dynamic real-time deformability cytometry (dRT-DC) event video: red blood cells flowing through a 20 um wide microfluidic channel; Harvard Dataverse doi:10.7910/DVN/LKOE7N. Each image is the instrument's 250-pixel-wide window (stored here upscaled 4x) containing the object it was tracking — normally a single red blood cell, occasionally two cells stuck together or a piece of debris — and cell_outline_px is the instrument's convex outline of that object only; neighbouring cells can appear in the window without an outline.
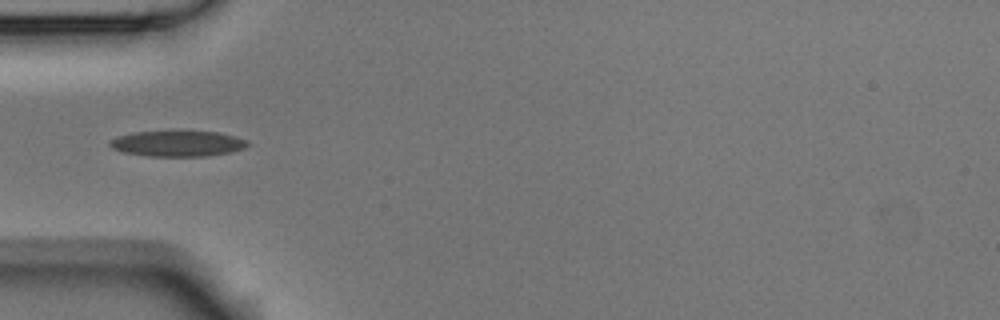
{"species": "Egyptian fruit bat (a non-hibernating species)", "species_latin": "Rousettus aegyptiacus", "temperature_condition": "room temperature", "stored_images_in_passage": 5, "camera_frame_rate_fps": 3000, "um_per_image_px": 0.085, "animal": {"sex": "male"}, "frame": {"image": 1, "passage_image": 5, "time_ms": 1.333, "image_size_px": [1000, 320], "cell_outline_px": [[248, 144], [244, 148], [228, 152], [208, 156], [148, 156], [124, 152], [112, 148], [108, 144], [108, 140], [116, 136], [132, 132], [180, 128], [220, 132], [236, 136], [248, 140]], "centroid_in_image_um": [15.07, 12.14], "position_along_channel_um": 69.9, "area_um2": 21.79}}